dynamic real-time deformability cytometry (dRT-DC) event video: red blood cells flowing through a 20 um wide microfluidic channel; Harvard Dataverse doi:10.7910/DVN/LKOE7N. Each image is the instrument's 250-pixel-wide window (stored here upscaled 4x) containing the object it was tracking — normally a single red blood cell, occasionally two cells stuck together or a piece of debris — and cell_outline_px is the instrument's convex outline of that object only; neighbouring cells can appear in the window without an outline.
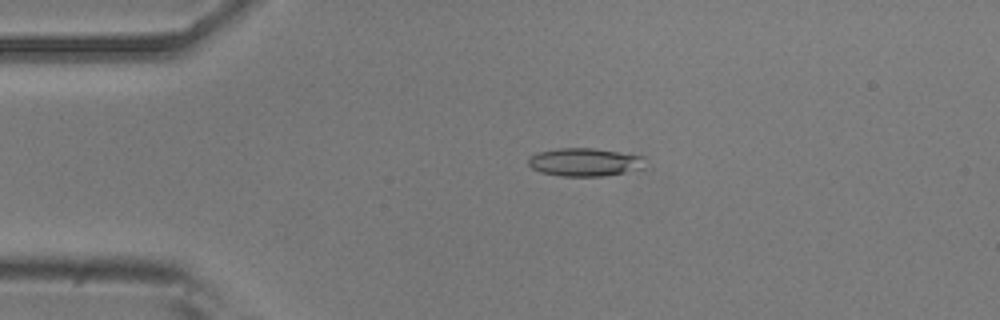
{"species": "common noctule bat (a hibernating species)", "species_latin": "Nyctalus noctula", "temperature_condition": "room temperature", "stored_images_in_passage": 49, "camera_frame_rate_fps": 3000, "um_per_image_px": 0.085, "animal": {"sex": "male", "body_mass_g": 20.5, "forearm_length_mm": 52.5}, "frame": {"image": 1, "passage_image": 8, "time_ms": 2.333, "image_size_px": [1000, 320], "cell_outline_px": [[644, 168], [604, 176], [560, 176], [540, 172], [532, 168], [528, 164], [528, 160], [532, 156], [540, 152], [560, 148], [592, 148], [620, 152], [644, 156]], "centroid_in_image_um": [49.72, 13.78], "position_along_channel_um": 35.3, "area_um2": 19.02}}
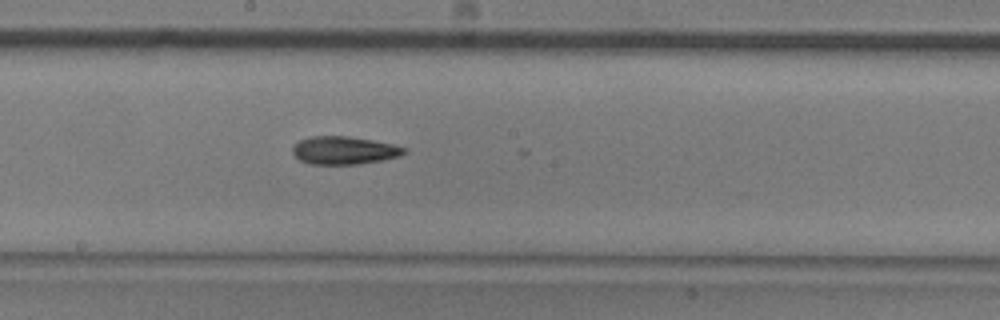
{"frame": {"image": 2, "passage_image": 25, "time_ms": 8.0, "image_size_px": [1000, 320], "cell_outline_px": [[408, 152], [400, 156], [384, 160], [360, 164], [308, 164], [300, 160], [292, 152], [292, 148], [300, 140], [312, 136], [348, 136], [372, 140], [392, 144], [408, 148]], "centroid_in_image_um": [29.29, 12.79], "position_along_channel_um": 218.9, "area_um2": 18.26}}
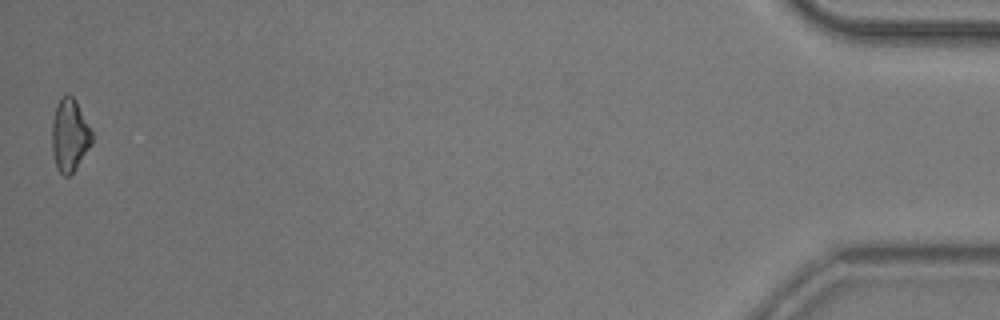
{"frame": {"image": 3, "passage_image": 49, "time_ms": 16.0, "image_size_px": [1000, 320], "cell_outline_px": [[92, 144], [76, 168], [68, 176], [64, 176], [56, 168], [52, 148], [52, 120], [56, 104], [68, 92], [76, 100], [92, 128]], "centroid_in_image_um": [5.93, 11.47], "position_along_channel_um": 429.3, "area_um2": 17.11}, "authors_computed_cell_mechanics": {"area_um2": 17.8602, "velocity_mm_per_s": 3.8294, "shape_relaxation_time_tau1_ms": 6.6209, "shape_relaxation_time_tau2_ms": 9.3134, "deformation_change_tau1": 0.1482, "deformation_change_tau2": 0.2177}}